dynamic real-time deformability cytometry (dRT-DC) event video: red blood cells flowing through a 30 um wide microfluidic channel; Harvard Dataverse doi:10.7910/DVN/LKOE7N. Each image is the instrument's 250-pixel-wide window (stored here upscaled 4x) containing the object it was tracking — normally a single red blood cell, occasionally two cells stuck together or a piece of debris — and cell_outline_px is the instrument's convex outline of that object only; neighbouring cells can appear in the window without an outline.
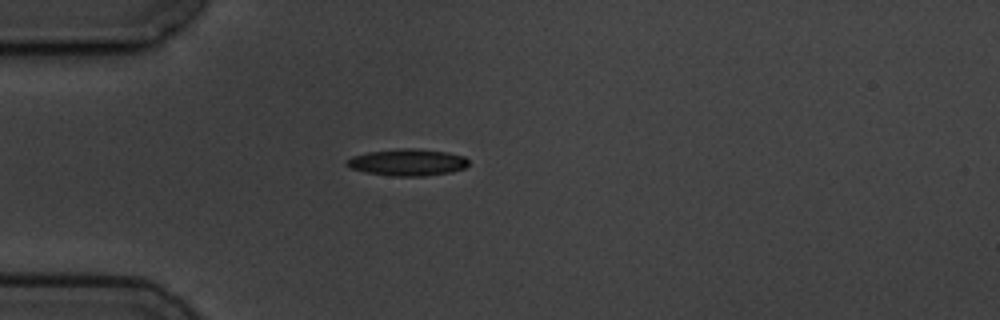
{"species": "common noctule bat (a hibernating species)", "species_latin": "Nyctalus noctula", "temperature_condition": "cold", "stored_images_in_passage": 4, "camera_frame_rate_fps": 3000, "um_per_image_px": 0.085, "animal": {"sex": "male", "body_mass_g": 19.5, "forearm_length_mm": 54.6}, "frame": {"image": 1, "passage_image": 4, "time_ms": 3.333, "image_size_px": [1000, 320], "cell_outline_px": [[468, 164], [464, 168], [452, 172], [424, 176], [392, 176], [364, 172], [352, 168], [344, 164], [344, 160], [352, 156], [368, 152], [400, 148], [412, 148], [448, 152], [464, 156], [468, 160]], "centroid_in_image_um": [34.61, 13.8], "position_along_channel_um": 50.4, "area_um2": 19.13}}